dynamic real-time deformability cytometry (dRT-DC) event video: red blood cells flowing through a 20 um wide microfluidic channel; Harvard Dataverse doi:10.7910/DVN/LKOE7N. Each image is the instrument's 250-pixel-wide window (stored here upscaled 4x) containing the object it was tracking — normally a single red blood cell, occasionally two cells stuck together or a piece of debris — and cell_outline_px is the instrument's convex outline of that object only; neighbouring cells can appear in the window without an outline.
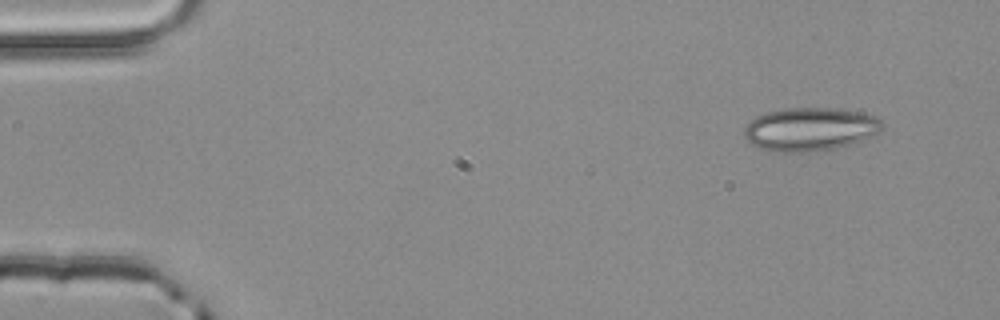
{"species": "common noctule bat (a hibernating species)", "species_latin": "Nyctalus noctula", "temperature_condition": "room temperature", "stored_images_in_passage": 3, "camera_frame_rate_fps": 3000, "um_per_image_px": 0.085, "animal": {"sex": "male", "body_mass_g": 20.4}, "frame": {"image": 1, "passage_image": 1, "time_ms": 0.0, "image_size_px": [1000, 320], "cell_outline_px": [[884, 124], [880, 132], [860, 140], [836, 148], [816, 152], [776, 152], [760, 148], [752, 144], [744, 136], [744, 128], [756, 116], [780, 108], [840, 108], [860, 112], [876, 116]], "centroid_in_image_um": [68.86, 10.98], "position_along_channel_um": 16.1, "area_um2": 34.97}}